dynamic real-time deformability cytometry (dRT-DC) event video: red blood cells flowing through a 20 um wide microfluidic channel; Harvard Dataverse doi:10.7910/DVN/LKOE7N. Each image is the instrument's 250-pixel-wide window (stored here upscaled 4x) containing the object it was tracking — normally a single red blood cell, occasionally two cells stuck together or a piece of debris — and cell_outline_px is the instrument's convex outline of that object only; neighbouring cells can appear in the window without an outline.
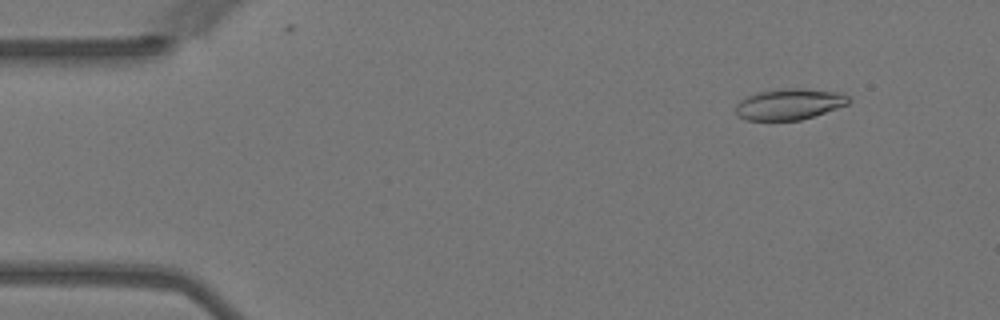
{"species": "Egyptian fruit bat (a non-hibernating species)", "species_latin": "Rousettus aegyptiacus", "temperature_condition": "warm", "stored_images_in_passage": 57, "camera_frame_rate_fps": 3000, "um_per_image_px": 0.085, "animal": {"sex": "female"}, "frame": {"image": 1, "passage_image": 6, "time_ms": 1.667, "image_size_px": [1000, 320], "cell_outline_px": [[852, 100], [848, 104], [800, 120], [744, 120], [736, 116], [736, 104], [740, 100], [748, 96], [760, 92], [780, 88], [804, 88], [844, 92]], "centroid_in_image_um": [67.1, 8.84], "position_along_channel_um": 17.9, "area_um2": 20.58}}
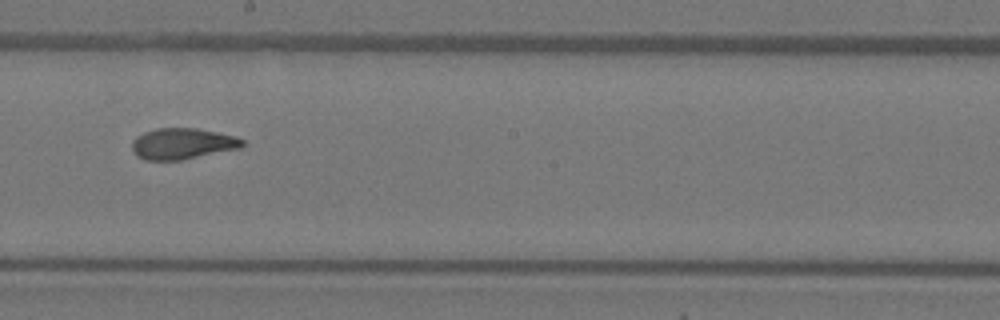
{"frame": {"image": 2, "passage_image": 32, "time_ms": 10.333, "image_size_px": [1000, 320], "cell_outline_px": [[244, 144], [240, 148], [180, 160], [144, 160], [136, 156], [132, 148], [132, 140], [136, 136], [144, 132], [156, 128], [196, 128], [236, 136], [244, 140]], "centroid_in_image_um": [15.48, 12.21], "position_along_channel_um": 232.7, "area_um2": 20.0}}
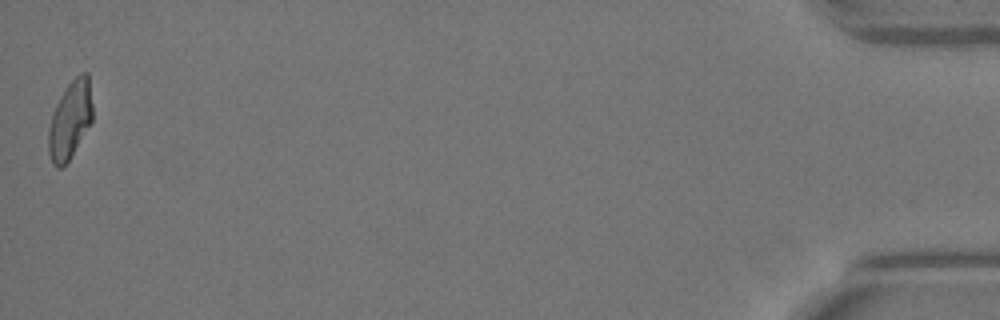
{"frame": {"image": 3, "passage_image": 57, "time_ms": 18.667, "image_size_px": [1000, 320], "cell_outline_px": [[92, 120], [64, 168], [56, 168], [52, 164], [48, 152], [48, 128], [52, 112], [60, 96], [68, 84], [80, 72], [88, 72], [92, 104]], "centroid_in_image_um": [5.93, 10.21], "position_along_channel_um": 429.3, "area_um2": 20.06}, "authors_computed_cell_mechanics": {"area_um2": 20.3456, "velocity_mm_per_s": 3.5249, "shape_relaxation_time_tau1_ms": 5.7274, "shape_relaxation_time_tau2_ms": 1.56, "deformation_change_tau1": 0.2105, "deformation_change_tau2": 0.0865}}